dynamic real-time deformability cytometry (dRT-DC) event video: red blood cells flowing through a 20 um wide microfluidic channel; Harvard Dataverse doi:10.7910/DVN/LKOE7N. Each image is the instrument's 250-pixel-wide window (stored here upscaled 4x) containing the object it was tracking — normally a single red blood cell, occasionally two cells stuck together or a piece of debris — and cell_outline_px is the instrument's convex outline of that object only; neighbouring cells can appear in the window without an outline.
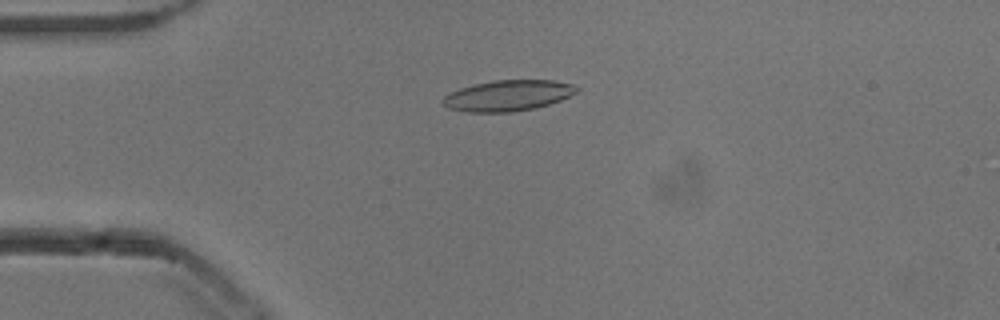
{"species": "common noctule bat (a hibernating species)", "species_latin": "Nyctalus noctula", "temperature_condition": "cold", "stored_images_in_passage": 53, "camera_frame_rate_fps": 3000, "um_per_image_px": 0.085, "animal": {"sex": "male", "body_mass_g": 13.3}, "frame": {"image": 1, "passage_image": 13, "time_ms": 4.0, "image_size_px": [1000, 320], "cell_outline_px": [[580, 88], [576, 92], [560, 100], [536, 108], [512, 112], [468, 112], [448, 108], [440, 100], [444, 96], [460, 88], [472, 84], [492, 80], [552, 80], [572, 84]], "centroid_in_image_um": [43.15, 8.12], "position_along_channel_um": 41.8, "area_um2": 24.04}}
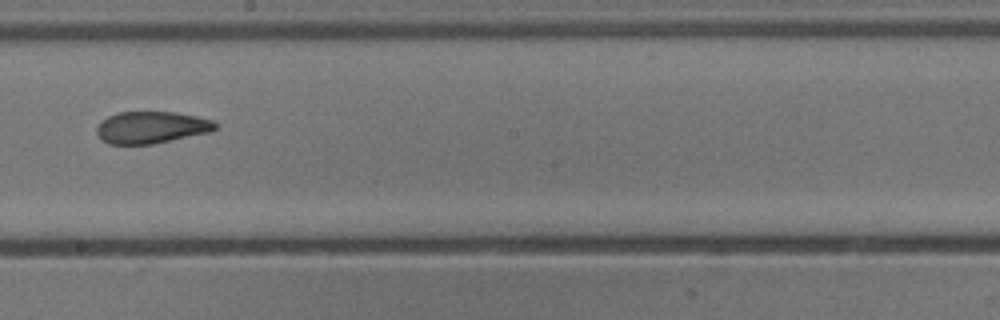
{"frame": {"image": 2, "passage_image": 30, "time_ms": 9.667, "image_size_px": [1000, 320], "cell_outline_px": [[220, 124], [212, 132], [152, 144], [108, 144], [100, 140], [96, 132], [96, 128], [100, 120], [116, 112], [176, 112], [196, 116], [212, 120]], "centroid_in_image_um": [12.85, 10.83], "position_along_channel_um": 235.3, "area_um2": 22.43}}
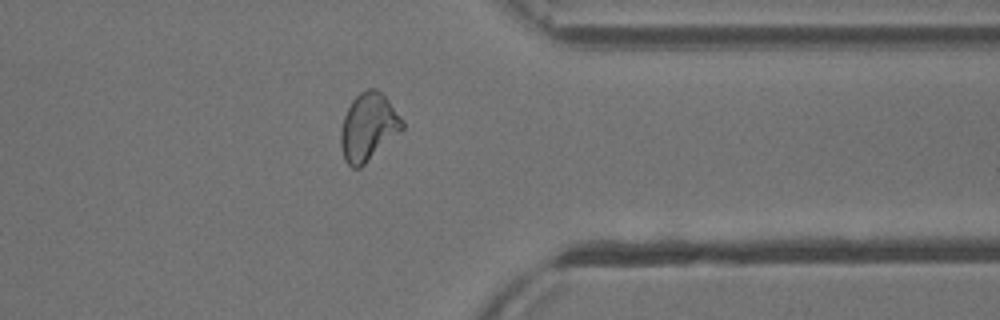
{"frame": {"image": 3, "passage_image": 42, "time_ms": 13.667, "image_size_px": [1000, 320], "cell_outline_px": [[404, 128], [400, 132], [360, 168], [352, 168], [344, 160], [340, 144], [340, 132], [344, 116], [352, 100], [360, 92], [368, 88], [376, 88], [388, 100], [404, 120]], "centroid_in_image_um": [31.3, 10.8], "position_along_channel_um": 380.1, "area_um2": 24.16}, "authors_computed_cell_mechanics": {"area_um2": 23.5824, "velocity_mm_per_s": 3.8394, "shape_relaxation_time_tau1_ms": 8.489, "shape_relaxation_time_tau2_ms": 2.1748, "deformation_change_tau1": 0.2188, "deformation_change_tau2": 0.0915}}